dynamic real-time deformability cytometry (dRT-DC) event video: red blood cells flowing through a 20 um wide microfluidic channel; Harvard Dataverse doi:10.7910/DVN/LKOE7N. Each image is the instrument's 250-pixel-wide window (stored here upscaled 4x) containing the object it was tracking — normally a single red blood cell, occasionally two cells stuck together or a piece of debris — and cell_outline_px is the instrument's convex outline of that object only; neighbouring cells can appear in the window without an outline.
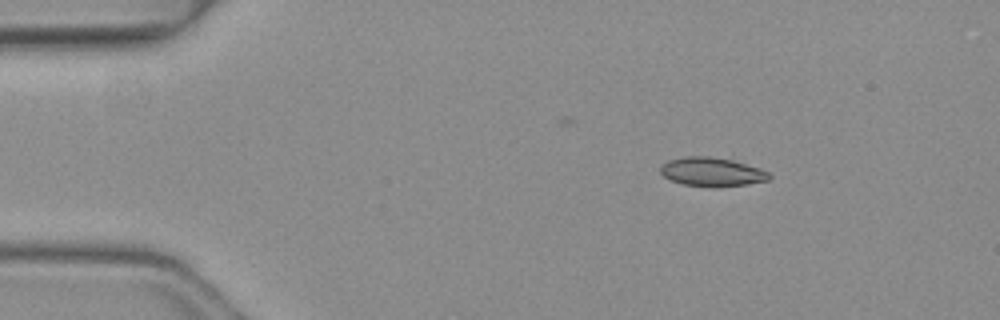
{"species": "common noctule bat (a hibernating species)", "species_latin": "Nyctalus noctula", "temperature_condition": "warm", "stored_images_in_passage": 3, "camera_frame_rate_fps": 3000, "um_per_image_px": 0.085, "animal": {"sex": "female", "body_mass_g": 19.3, "forearm_length_mm": 54.1}, "frame": {"image": 1, "passage_image": 1, "time_ms": 0.0, "image_size_px": [1000, 320], "cell_outline_px": [[772, 176], [768, 180], [748, 184], [716, 188], [712, 188], [684, 184], [672, 180], [664, 176], [660, 172], [660, 164], [668, 160], [688, 156], [708, 156], [732, 160], [760, 168], [768, 172]], "centroid_in_image_um": [60.51, 14.62], "position_along_channel_um": 24.5, "area_um2": 18.44}}
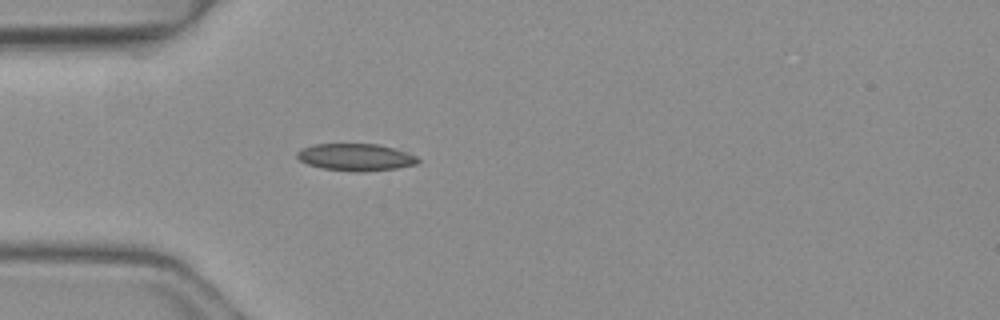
{"frame": {"image": 2, "passage_image": 3, "time_ms": 0.667, "image_size_px": [1000, 320], "cell_outline_px": [[420, 160], [416, 164], [396, 168], [364, 172], [324, 168], [308, 164], [300, 160], [296, 156], [296, 152], [300, 148], [312, 144], [380, 144], [416, 156]], "centroid_in_image_um": [30.2, 13.35], "position_along_channel_um": 54.8, "area_um2": 18.9}}